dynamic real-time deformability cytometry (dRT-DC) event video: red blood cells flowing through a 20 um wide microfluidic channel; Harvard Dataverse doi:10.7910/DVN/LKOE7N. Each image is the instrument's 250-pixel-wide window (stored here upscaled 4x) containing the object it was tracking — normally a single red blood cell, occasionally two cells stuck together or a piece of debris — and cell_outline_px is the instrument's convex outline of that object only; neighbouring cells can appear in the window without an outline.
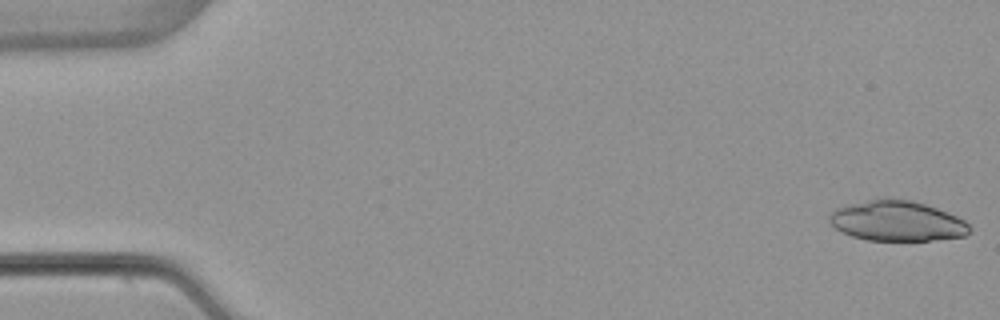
{"species": "common noctule bat (a hibernating species)", "species_latin": "Nyctalus noctula", "temperature_condition": "warm", "stored_images_in_passage": 52, "camera_frame_rate_fps": 3000, "um_per_image_px": 0.085, "animal": {"sex": "female", "body_mass_g": 22.7, "forearm_length_mm": 54.2}, "frame": {"image": 1, "passage_image": 1, "time_ms": 0.0, "image_size_px": [1000, 320], "cell_outline_px": [[972, 232], [964, 236], [928, 240], [868, 240], [852, 236], [840, 232], [828, 220], [828, 216], [836, 208], [848, 204], [884, 196], [908, 200], [924, 204], [948, 212], [964, 220], [972, 228]], "centroid_in_image_um": [76.23, 18.76], "position_along_channel_um": 8.8, "area_um2": 33.06}}